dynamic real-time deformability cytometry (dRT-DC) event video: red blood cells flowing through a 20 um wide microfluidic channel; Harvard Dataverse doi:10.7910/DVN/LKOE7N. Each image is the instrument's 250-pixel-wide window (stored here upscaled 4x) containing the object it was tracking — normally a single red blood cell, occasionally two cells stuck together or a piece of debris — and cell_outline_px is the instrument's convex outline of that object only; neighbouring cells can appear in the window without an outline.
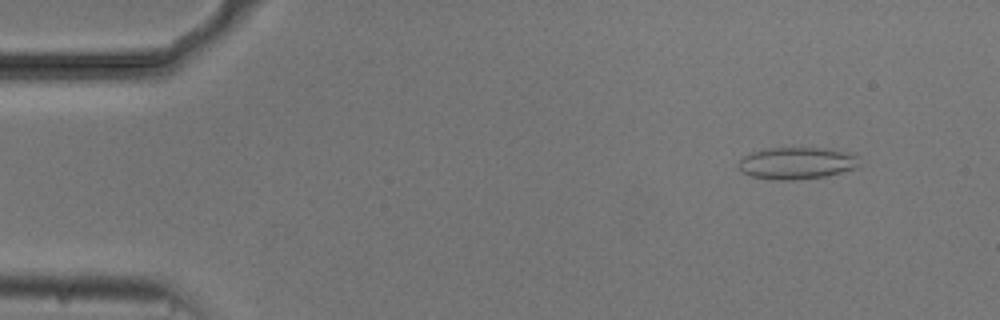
{"species": "common noctule bat (a hibernating species)", "species_latin": "Nyctalus noctula", "temperature_condition": "cold", "stored_images_in_passage": 53, "camera_frame_rate_fps": 3000, "um_per_image_px": 0.085, "animal": {"sex": "male", "body_mass_g": 20.5, "forearm_length_mm": 52.5}, "frame": {"image": 1, "passage_image": 5, "time_ms": 1.333, "image_size_px": [1000, 320], "cell_outline_px": [[864, 164], [860, 168], [824, 176], [796, 180], [772, 180], [752, 176], [744, 172], [740, 168], [740, 160], [744, 156], [752, 152], [764, 148], [824, 148], [848, 152], [860, 156]], "centroid_in_image_um": [67.84, 13.86], "position_along_channel_um": 17.2, "area_um2": 22.83}}
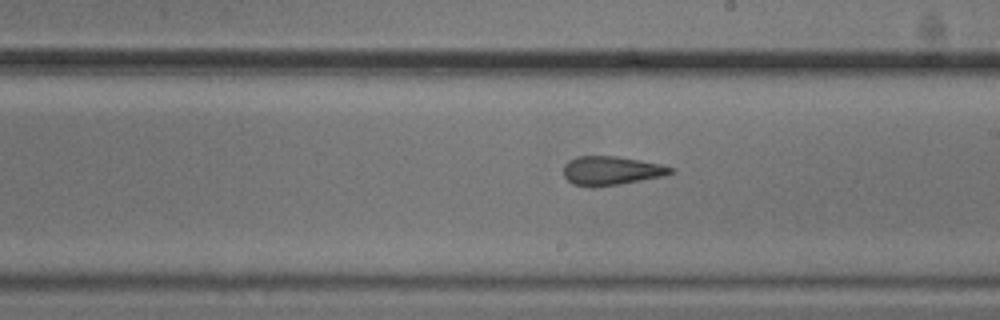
{"frame": {"image": 2, "passage_image": 30, "time_ms": 9.667, "image_size_px": [1000, 320], "cell_outline_px": [[676, 172], [668, 176], [596, 188], [588, 188], [572, 184], [564, 176], [564, 164], [568, 160], [576, 156], [616, 156], [640, 160], [660, 164], [676, 168]], "centroid_in_image_um": [51.99, 14.53], "position_along_channel_um": 237.0, "area_um2": 18.61}}
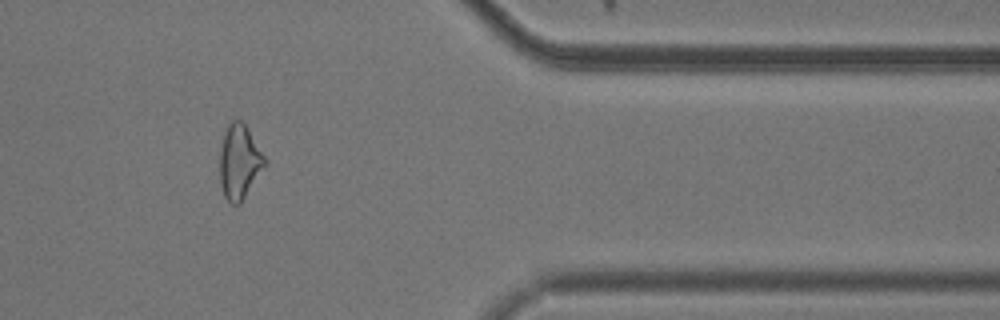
{"frame": {"image": 3, "passage_image": 44, "time_ms": 14.333, "image_size_px": [1000, 320], "cell_outline_px": [[268, 164], [240, 204], [232, 204], [224, 196], [220, 180], [220, 152], [224, 128], [232, 120], [240, 120], [244, 124], [264, 156]], "centroid_in_image_um": [20.35, 13.77], "position_along_channel_um": 391.1, "area_um2": 19.48}, "authors_computed_cell_mechanics": {"area_um2": 20.1722, "velocity_mm_per_s": 3.7603, "shape_relaxation_time_tau1_ms": null, "shape_relaxation_time_tau2_ms": 2.9924, "deformation_change_tau1": null, "deformation_change_tau2": 0.1163}}